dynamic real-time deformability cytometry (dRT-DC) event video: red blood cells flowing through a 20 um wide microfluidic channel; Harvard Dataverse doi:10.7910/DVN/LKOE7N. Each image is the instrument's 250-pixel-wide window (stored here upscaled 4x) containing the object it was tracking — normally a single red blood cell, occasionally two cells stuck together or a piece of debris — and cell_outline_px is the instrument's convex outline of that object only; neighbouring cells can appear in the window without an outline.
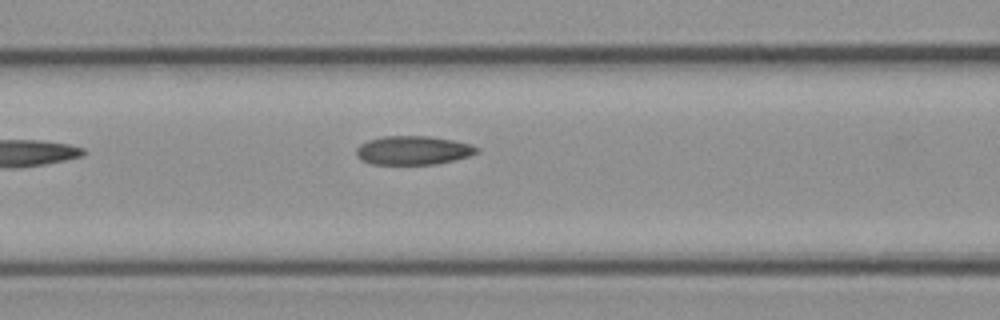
{"species": "common noctule bat (a hibernating species)", "species_latin": "Nyctalus noctula", "temperature_condition": "cold", "stored_images_in_passage": 5, "camera_frame_rate_fps": 3000, "um_per_image_px": 0.085, "animal": {"sex": "female", "body_mass_g": 21.9}, "frame": {"image": 1, "passage_image": 5, "time_ms": 1.333, "image_size_px": [1000, 320], "cell_outline_px": [[480, 152], [468, 156], [436, 164], [372, 164], [360, 160], [356, 156], [356, 148], [360, 144], [368, 140], [384, 136], [428, 136], [452, 140], [472, 144], [480, 148]], "centroid_in_image_um": [35.11, 12.78], "position_along_channel_um": 131.5, "area_um2": 20.29}}